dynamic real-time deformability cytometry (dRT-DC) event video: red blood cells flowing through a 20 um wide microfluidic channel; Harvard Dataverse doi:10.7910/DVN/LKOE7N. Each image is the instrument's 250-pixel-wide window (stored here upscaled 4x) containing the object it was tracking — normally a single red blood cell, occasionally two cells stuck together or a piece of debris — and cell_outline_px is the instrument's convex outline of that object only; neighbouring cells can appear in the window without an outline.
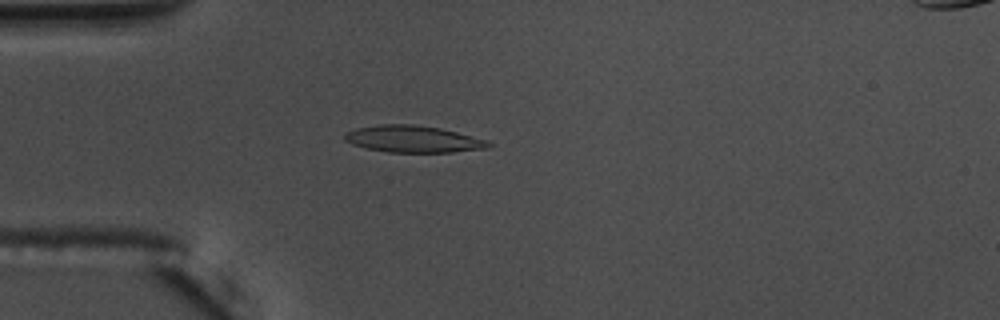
{"species": "common noctule bat (a hibernating species)", "species_latin": "Nyctalus noctula", "temperature_condition": "warm", "stored_images_in_passage": 42, "camera_frame_rate_fps": 3000, "um_per_image_px": 0.085, "animal": {"sex": "male", "body_mass_g": 17.5, "forearm_length_mm": 52.3}, "frame": {"image": 1, "passage_image": 2, "time_ms": 0.333, "image_size_px": [1000, 320], "cell_outline_px": [[492, 144], [488, 148], [452, 152], [388, 152], [364, 148], [352, 144], [344, 140], [344, 132], [356, 128], [380, 124], [412, 124], [440, 128], [488, 140]], "centroid_in_image_um": [35.08, 11.82], "position_along_channel_um": 49.9, "area_um2": 22.54}}
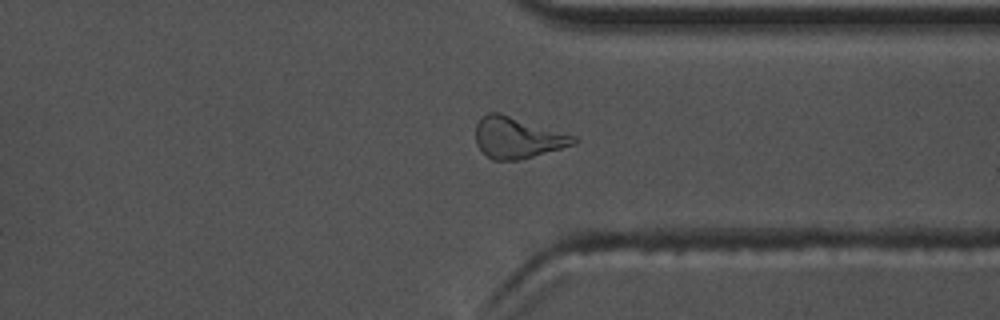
{"frame": {"image": 2, "passage_image": 29, "time_ms": 9.333, "image_size_px": [1000, 320], "cell_outline_px": [[580, 140], [576, 144], [520, 160], [492, 160], [476, 144], [476, 124], [488, 112], [500, 112], [576, 136]], "centroid_in_image_um": [44.01, 11.7], "position_along_channel_um": 367.4, "area_um2": 23.52}}
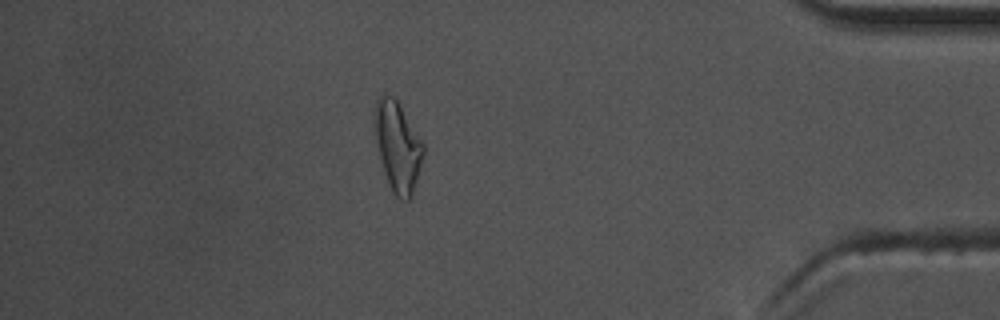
{"frame": {"image": 3, "passage_image": 35, "time_ms": 11.333, "image_size_px": [1000, 320], "cell_outline_px": [[424, 152], [412, 196], [408, 200], [404, 200], [396, 196], [392, 192], [384, 172], [376, 140], [376, 100], [384, 92], [392, 96], [396, 100], [424, 144]], "centroid_in_image_um": [33.82, 12.48], "position_along_channel_um": 401.4, "area_um2": 24.68}, "authors_computed_cell_mechanics": {"area_um2": 21.9062, "velocity_mm_per_s": 3.6718, "shape_relaxation_time_tau1_ms": 6.3305, "shape_relaxation_time_tau2_ms": 3.5135, "deformation_change_tau1": 0.2306, "deformation_change_tau2": 0.1326}}